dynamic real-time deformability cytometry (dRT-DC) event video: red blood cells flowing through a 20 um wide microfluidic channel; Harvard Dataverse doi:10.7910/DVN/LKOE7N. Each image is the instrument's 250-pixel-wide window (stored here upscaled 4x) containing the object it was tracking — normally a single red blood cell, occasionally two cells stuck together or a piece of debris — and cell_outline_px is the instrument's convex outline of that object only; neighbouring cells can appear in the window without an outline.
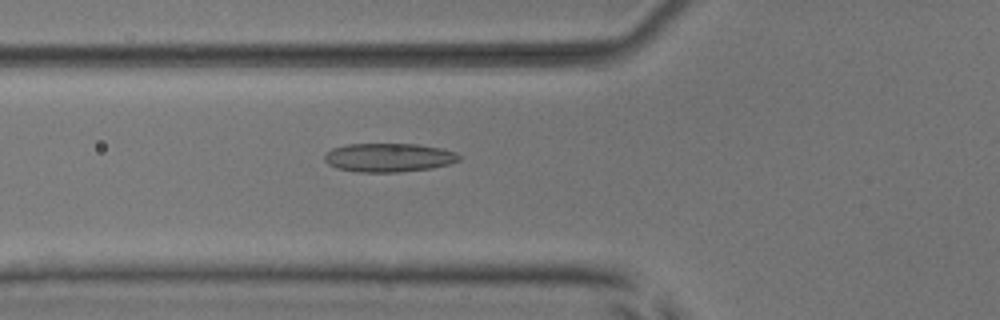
{"species": "common noctule bat (a hibernating species)", "species_latin": "Nyctalus noctula", "temperature_condition": "room temperature", "stored_images_in_passage": 36, "camera_frame_rate_fps": 3000, "um_per_image_px": 0.085, "animal": {"sex": "male", "body_mass_g": 17.9, "forearm_length_mm": 54.2}, "frame": {"image": 1, "passage_image": 3, "time_ms": 0.667, "image_size_px": [1000, 320], "cell_outline_px": [[460, 160], [448, 164], [432, 168], [400, 172], [356, 172], [336, 168], [328, 164], [324, 160], [324, 152], [332, 148], [348, 144], [416, 144], [440, 148], [456, 152], [460, 156]], "centroid_in_image_um": [33.0, 13.39], "position_along_channel_um": 92.8, "area_um2": 22.66}}
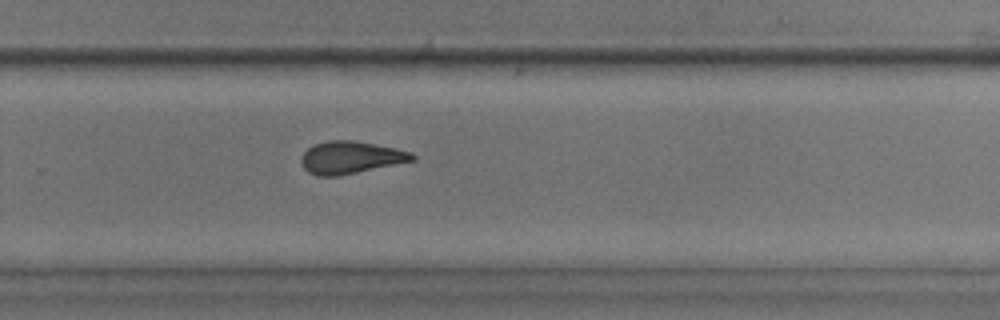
{"frame": {"image": 2, "passage_image": 19, "time_ms": 6.0, "image_size_px": [1000, 320], "cell_outline_px": [[416, 160], [336, 176], [316, 176], [308, 172], [304, 168], [300, 160], [304, 152], [312, 144], [328, 140], [352, 140], [396, 148], [412, 152], [416, 156]], "centroid_in_image_um": [29.79, 13.37], "position_along_channel_um": 300.0, "area_um2": 20.92}}
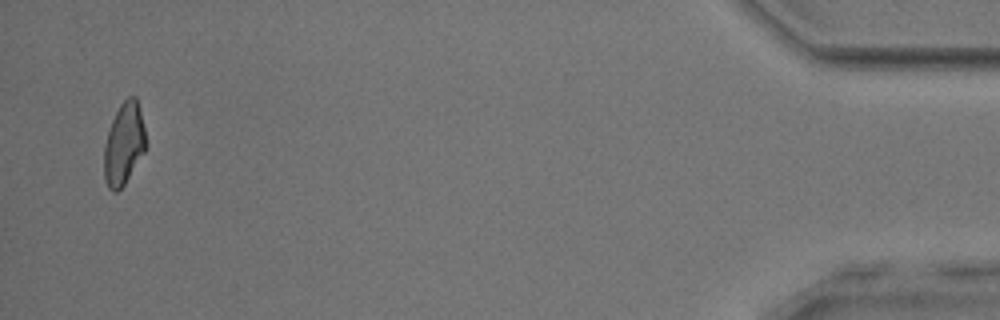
{"frame": {"image": 3, "passage_image": 35, "time_ms": 11.333, "image_size_px": [1000, 320], "cell_outline_px": [[148, 144], [144, 152], [124, 184], [116, 192], [112, 192], [108, 188], [104, 176], [104, 144], [112, 120], [120, 104], [128, 96], [136, 96], [140, 108]], "centroid_in_image_um": [10.55, 12.21], "position_along_channel_um": 424.7, "area_um2": 20.06}, "authors_computed_cell_mechanics": {"area_um2": 20.8658, "velocity_mm_per_s": 3.8925, "shape_relaxation_time_tau1_ms": null, "shape_relaxation_time_tau2_ms": 2.4692, "deformation_change_tau1": null, "deformation_change_tau2": 0.0918}}